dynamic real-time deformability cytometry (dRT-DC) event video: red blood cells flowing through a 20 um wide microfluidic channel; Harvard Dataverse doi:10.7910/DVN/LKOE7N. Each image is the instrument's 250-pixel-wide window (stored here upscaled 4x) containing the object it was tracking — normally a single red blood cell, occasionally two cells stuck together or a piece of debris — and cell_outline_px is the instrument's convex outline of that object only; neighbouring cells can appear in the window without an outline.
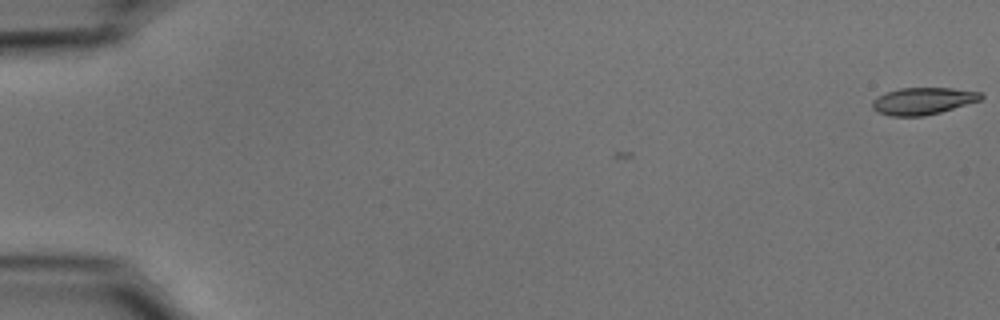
{"species": "common noctule bat (a hibernating species)", "species_latin": "Nyctalus noctula", "temperature_condition": "cold", "stored_images_in_passage": 8, "camera_frame_rate_fps": 3000, "um_per_image_px": 0.085, "animal": {"sex": "male", "body_mass_g": 15.6}, "frame": {"image": 1, "passage_image": 1, "time_ms": 0.0, "image_size_px": [1000, 320], "cell_outline_px": [[984, 96], [980, 100], [940, 112], [924, 116], [892, 116], [880, 112], [872, 108], [872, 100], [888, 92], [900, 88], [952, 88], [980, 92]], "centroid_in_image_um": [78.46, 8.58], "position_along_channel_um": 6.5, "area_um2": 16.82}}